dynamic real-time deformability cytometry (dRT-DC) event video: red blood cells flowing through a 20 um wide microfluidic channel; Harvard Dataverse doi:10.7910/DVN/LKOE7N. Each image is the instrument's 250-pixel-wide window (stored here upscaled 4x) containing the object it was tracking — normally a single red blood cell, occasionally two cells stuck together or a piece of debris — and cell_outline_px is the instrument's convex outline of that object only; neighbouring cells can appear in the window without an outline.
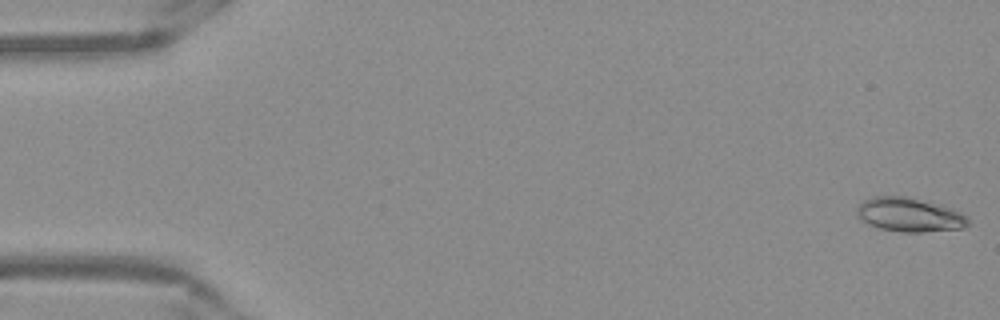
{"species": "Egyptian fruit bat (a non-hibernating species)", "species_latin": "Rousettus aegyptiacus", "temperature_condition": "warm", "stored_images_in_passage": 52, "camera_frame_rate_fps": 3000, "um_per_image_px": 0.085, "frame": {"image": 1, "passage_image": 1, "time_ms": 0.0, "image_size_px": [1000, 320], "cell_outline_px": [[968, 224], [964, 228], [920, 232], [904, 232], [880, 228], [868, 224], [860, 220], [856, 216], [856, 208], [864, 200], [876, 196], [908, 196], [940, 204], [952, 208], [968, 216]], "centroid_in_image_um": [77.29, 18.24], "position_along_channel_um": 7.7, "area_um2": 22.2}}
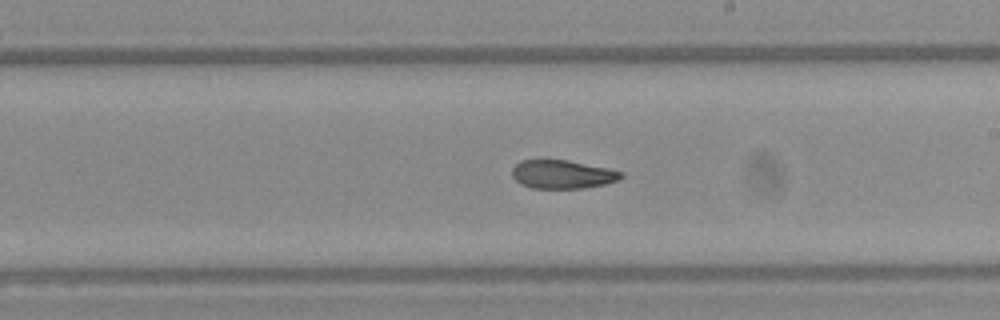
{"frame": {"image": 2, "passage_image": 30, "time_ms": 9.667, "image_size_px": [1000, 320], "cell_outline_px": [[624, 176], [620, 180], [604, 184], [584, 188], [532, 188], [520, 184], [512, 176], [512, 168], [520, 160], [568, 160], [608, 168], [624, 172]], "centroid_in_image_um": [47.82, 14.82], "position_along_channel_um": 241.2, "area_um2": 18.21}}
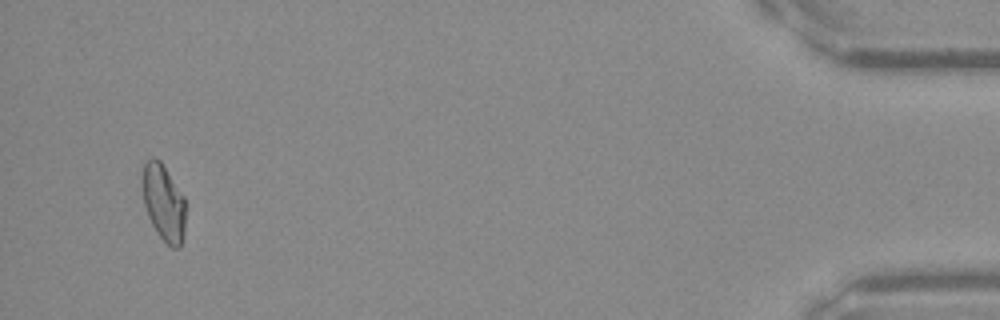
{"frame": {"image": 3, "passage_image": 50, "time_ms": 16.333, "image_size_px": [1000, 320], "cell_outline_px": [[184, 232], [180, 248], [172, 248], [160, 236], [152, 224], [148, 216], [144, 204], [140, 180], [144, 164], [148, 160], [160, 160], [184, 196]], "centroid_in_image_um": [13.88, 17.22], "position_along_channel_um": 421.3, "area_um2": 19.13}, "authors_computed_cell_mechanics": {"area_um2": 19.4497, "velocity_mm_per_s": 3.8929, "shape_relaxation_time_tau1_ms": 7.5416, "shape_relaxation_time_tau2_ms": 2.4409, "deformation_change_tau1": 0.2105, "deformation_change_tau2": 0.0854}}